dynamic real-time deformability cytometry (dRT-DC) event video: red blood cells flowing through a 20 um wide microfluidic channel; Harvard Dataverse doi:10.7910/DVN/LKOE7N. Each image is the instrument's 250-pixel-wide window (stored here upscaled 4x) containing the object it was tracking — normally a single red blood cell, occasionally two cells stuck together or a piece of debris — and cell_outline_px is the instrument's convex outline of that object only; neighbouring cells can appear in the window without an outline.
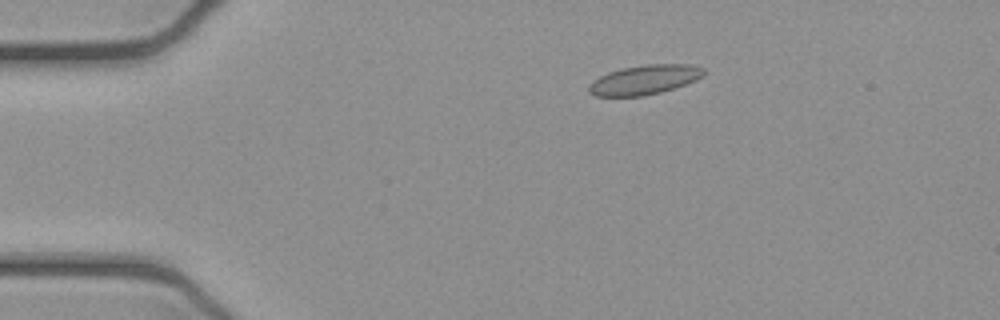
{"species": "common noctule bat (a hibernating species)", "species_latin": "Nyctalus noctula", "temperature_condition": "cold", "stored_images_in_passage": 53, "camera_frame_rate_fps": 3000, "um_per_image_px": 0.085, "animal": {"sex": "female", "body_mass_g": 21.9}, "frame": {"image": 1, "passage_image": 10, "time_ms": 3.0, "image_size_px": [1000, 320], "cell_outline_px": [[704, 76], [696, 80], [660, 92], [644, 96], [596, 96], [588, 92], [588, 84], [592, 80], [608, 72], [624, 68], [644, 64], [692, 64], [704, 68]], "centroid_in_image_um": [54.76, 6.77], "position_along_channel_um": 30.2, "area_um2": 19.77}}
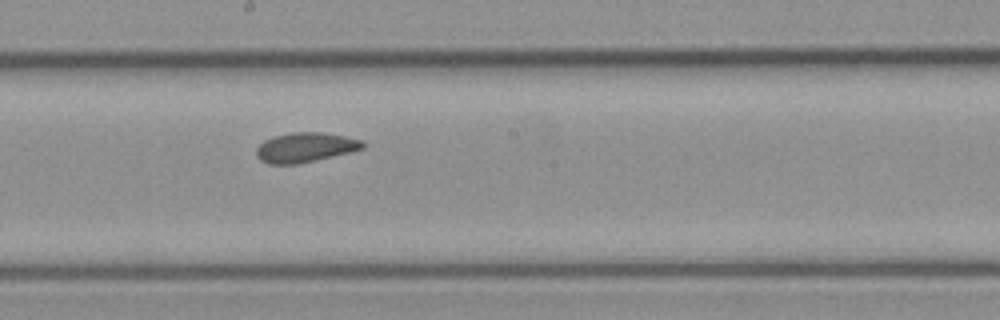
{"frame": {"image": 2, "passage_image": 29, "time_ms": 9.333, "image_size_px": [1000, 320], "cell_outline_px": [[364, 148], [352, 152], [300, 164], [268, 164], [260, 160], [256, 156], [256, 148], [264, 140], [272, 136], [292, 132], [320, 132], [344, 136], [364, 140]], "centroid_in_image_um": [25.94, 12.53], "position_along_channel_um": 222.3, "area_um2": 18.67}}
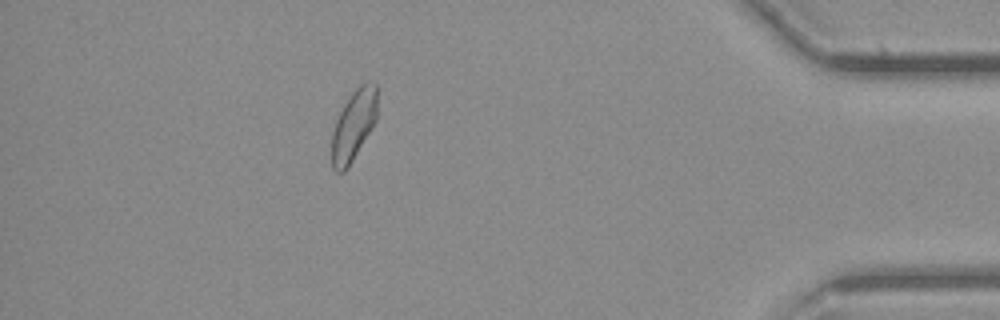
{"frame": {"image": 3, "passage_image": 47, "time_ms": 15.333, "image_size_px": [1000, 320], "cell_outline_px": [[376, 120], [372, 128], [348, 168], [344, 172], [336, 172], [332, 168], [332, 132], [336, 120], [344, 104], [352, 92], [360, 84], [368, 80], [376, 84]], "centroid_in_image_um": [30.05, 10.65], "position_along_channel_um": 405.2, "area_um2": 18.67}, "authors_computed_cell_mechanics": {"area_um2": 18.9584, "velocity_mm_per_s": 3.8814, "shape_relaxation_time_tau1_ms": null, "shape_relaxation_time_tau2_ms": 2.5118, "deformation_change_tau1": null, "deformation_change_tau2": 0.0491}}